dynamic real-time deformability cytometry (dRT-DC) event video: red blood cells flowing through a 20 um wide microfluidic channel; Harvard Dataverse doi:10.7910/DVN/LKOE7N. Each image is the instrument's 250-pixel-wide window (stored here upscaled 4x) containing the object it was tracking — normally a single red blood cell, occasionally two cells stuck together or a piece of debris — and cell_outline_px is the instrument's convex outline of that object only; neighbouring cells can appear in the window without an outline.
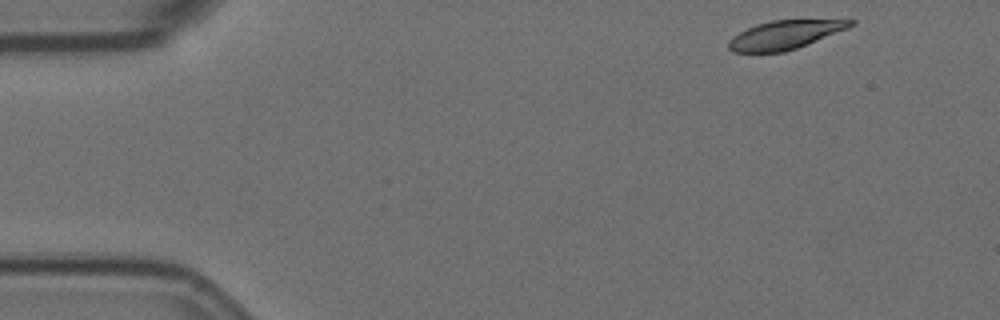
{"species": "Egyptian fruit bat (a non-hibernating species)", "species_latin": "Rousettus aegyptiacus", "temperature_condition": "room temperature", "stored_images_in_passage": 49, "camera_frame_rate_fps": 3000, "um_per_image_px": 0.085, "animal": {"sex": "female"}, "frame": {"image": 1, "passage_image": 1, "time_ms": 0.0, "image_size_px": [1000, 320], "cell_outline_px": [[856, 24], [848, 28], [796, 48], [784, 52], [732, 52], [728, 48], [728, 40], [740, 32], [756, 24], [772, 20], [856, 20]], "centroid_in_image_um": [66.7, 2.96], "position_along_channel_um": 18.3, "area_um2": 20.06}}
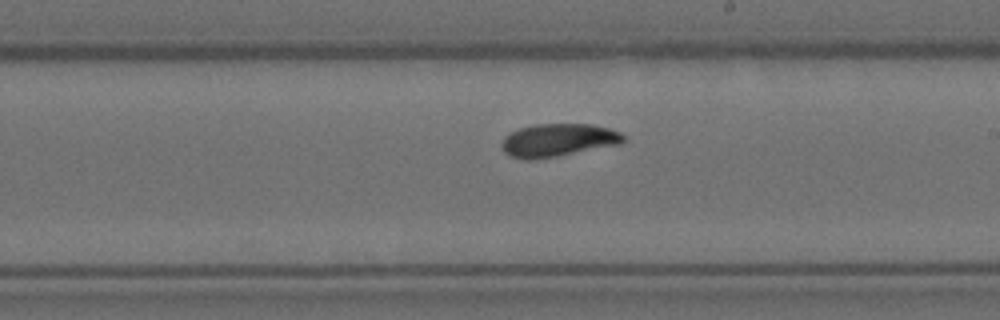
{"frame": {"image": 2, "passage_image": 28, "time_ms": 9.0, "image_size_px": [1000, 320], "cell_outline_px": [[624, 140], [620, 144], [556, 156], [528, 160], [524, 160], [512, 156], [504, 152], [500, 144], [504, 136], [520, 128], [536, 124], [592, 124], [608, 128], [620, 132], [624, 136]], "centroid_in_image_um": [47.41, 11.91], "position_along_channel_um": 241.6, "area_um2": 23.18}}
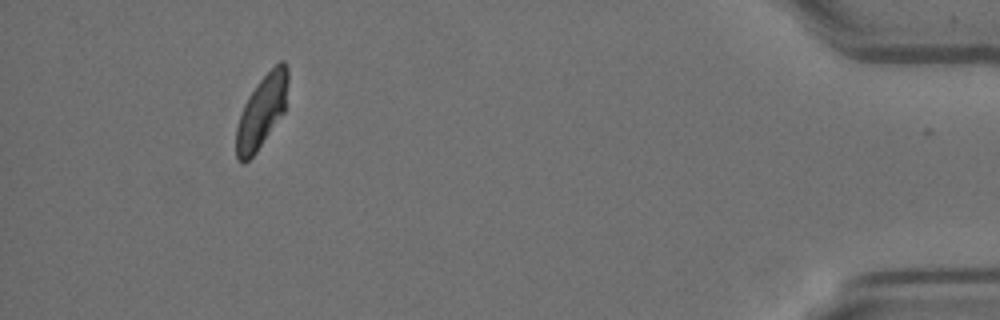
{"frame": {"image": 3, "passage_image": 48, "time_ms": 15.667, "image_size_px": [1000, 320], "cell_outline_px": [[288, 80], [284, 112], [256, 152], [244, 164], [236, 156], [236, 128], [244, 104], [248, 96], [256, 84], [280, 60], [284, 60], [288, 68]], "centroid_in_image_um": [22.25, 9.46], "position_along_channel_um": 413.0, "area_um2": 21.56}, "authors_computed_cell_mechanics": {"area_um2": 22.9466, "velocity_mm_per_s": 3.5554, "shape_relaxation_time_tau1_ms": 4.1692, "shape_relaxation_time_tau2_ms": null, "deformation_change_tau1": 0.1482, "deformation_change_tau2": null}}